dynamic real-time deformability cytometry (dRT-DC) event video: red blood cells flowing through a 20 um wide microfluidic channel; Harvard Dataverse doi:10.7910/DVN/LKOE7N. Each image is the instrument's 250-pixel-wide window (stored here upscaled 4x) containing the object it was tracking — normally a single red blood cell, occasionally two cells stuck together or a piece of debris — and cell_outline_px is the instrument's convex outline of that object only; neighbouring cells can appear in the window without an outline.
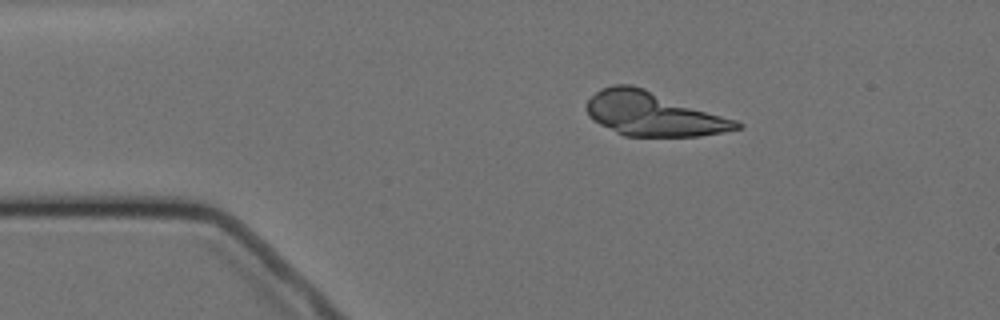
{"species": "Egyptian fruit bat (a non-hibernating species)", "species_latin": "Rousettus aegyptiacus", "temperature_condition": "cold", "stored_images_in_passage": 13, "segment_of_instrument_passage": [1, 2], "camera_frame_rate_fps": 3000, "um_per_image_px": 0.085, "animal": {"sex": "female"}, "frame": {"image": 1, "passage_image": 1, "time_ms": 0.0, "image_size_px": [1000, 320], "cell_outline_px": [[744, 124], [740, 128], [700, 136], [624, 136], [592, 120], [588, 116], [584, 108], [588, 100], [600, 88], [612, 84], [632, 84], [644, 88], [736, 120]], "centroid_in_image_um": [55.46, 9.67], "position_along_channel_um": 29.5, "area_um2": 38.32}}